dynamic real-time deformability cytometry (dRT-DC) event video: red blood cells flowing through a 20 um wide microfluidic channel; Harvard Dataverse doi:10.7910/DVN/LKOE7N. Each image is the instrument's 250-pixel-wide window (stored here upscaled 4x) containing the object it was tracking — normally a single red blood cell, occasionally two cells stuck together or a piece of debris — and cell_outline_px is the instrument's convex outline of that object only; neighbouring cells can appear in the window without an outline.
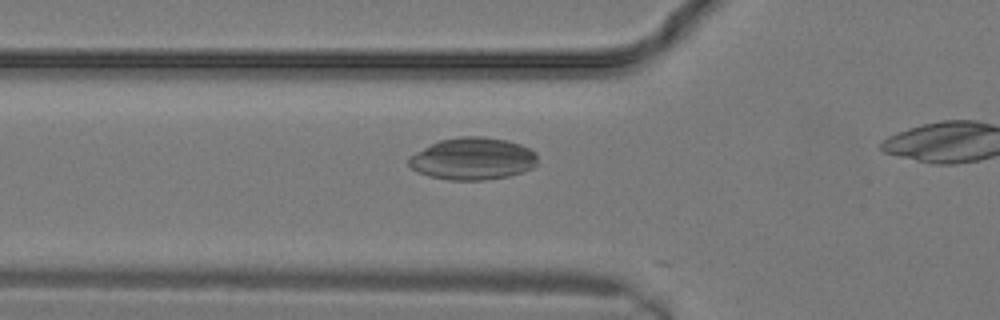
{"species": "common noctule bat (a hibernating species)", "species_latin": "Nyctalus noctula", "temperature_condition": "warm", "stored_images_in_passage": 9, "camera_frame_rate_fps": 3000, "um_per_image_px": 0.085, "animal": {"sex": "male", "body_mass_g": 19.2, "forearm_length_mm": 51.8}, "frame": {"image": 1, "passage_image": 7, "time_ms": 2.0, "image_size_px": [1000, 320], "cell_outline_px": [[536, 164], [532, 168], [524, 172], [508, 176], [484, 180], [448, 180], [428, 176], [416, 172], [408, 164], [408, 156], [440, 140], [460, 136], [484, 136], [508, 140], [520, 144], [536, 152]], "centroid_in_image_um": [40.17, 13.49], "position_along_channel_um": 85.6, "area_um2": 31.85}}